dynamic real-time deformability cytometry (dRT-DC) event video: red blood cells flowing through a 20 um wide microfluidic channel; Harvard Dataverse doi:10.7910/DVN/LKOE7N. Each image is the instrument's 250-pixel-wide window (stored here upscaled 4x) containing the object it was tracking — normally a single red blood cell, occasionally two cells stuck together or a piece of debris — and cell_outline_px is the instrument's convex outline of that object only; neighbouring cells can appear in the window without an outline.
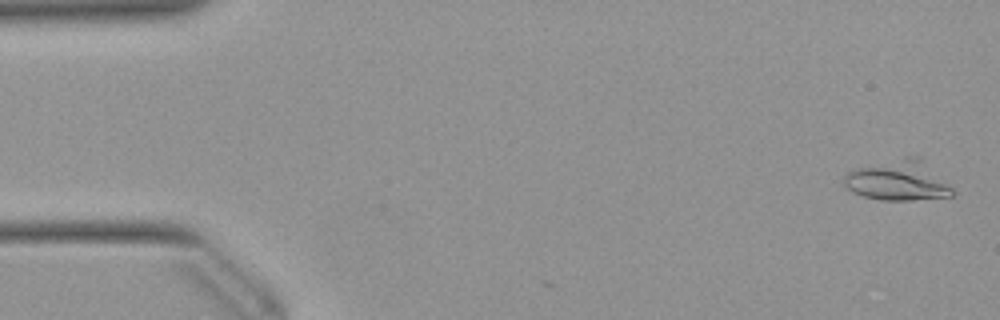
{"species": "Egyptian fruit bat (a non-hibernating species)", "species_latin": "Rousettus aegyptiacus", "temperature_condition": "warm", "stored_images_in_passage": 5, "camera_frame_rate_fps": 3000, "um_per_image_px": 0.085, "animal": {"sex": "female"}, "frame": {"image": 1, "passage_image": 2, "time_ms": 0.333, "image_size_px": [1000, 320], "cell_outline_px": [[956, 192], [952, 196], [912, 200], [880, 200], [864, 196], [852, 192], [844, 184], [844, 176], [848, 172], [856, 168], [904, 156], [920, 156]], "centroid_in_image_um": [76.34, 15.34], "position_along_channel_um": 8.7, "area_um2": 25.32}}